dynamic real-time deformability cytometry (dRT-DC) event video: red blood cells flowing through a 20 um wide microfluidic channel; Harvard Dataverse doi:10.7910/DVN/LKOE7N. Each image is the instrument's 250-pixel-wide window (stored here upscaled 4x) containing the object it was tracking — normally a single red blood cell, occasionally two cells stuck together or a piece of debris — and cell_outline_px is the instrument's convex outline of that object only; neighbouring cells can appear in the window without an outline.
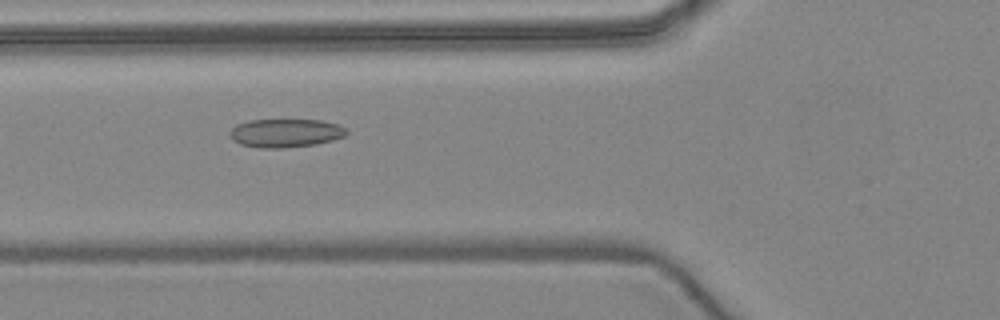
{"species": "common noctule bat (a hibernating species)", "species_latin": "Nyctalus noctula", "temperature_condition": "warm", "stored_images_in_passage": 9, "camera_frame_rate_fps": 3000, "um_per_image_px": 0.085, "animal": {"sex": "female", "body_mass_g": 24.6, "forearm_length_mm": 56.2}, "frame": {"image": 1, "passage_image": 6, "time_ms": 6.0, "image_size_px": [1000, 320], "cell_outline_px": [[348, 132], [344, 136], [332, 140], [316, 144], [284, 148], [260, 148], [240, 144], [232, 140], [228, 132], [236, 124], [248, 120], [320, 120], [340, 124]], "centroid_in_image_um": [24.24, 11.31], "position_along_channel_um": 101.6, "area_um2": 19.48}}
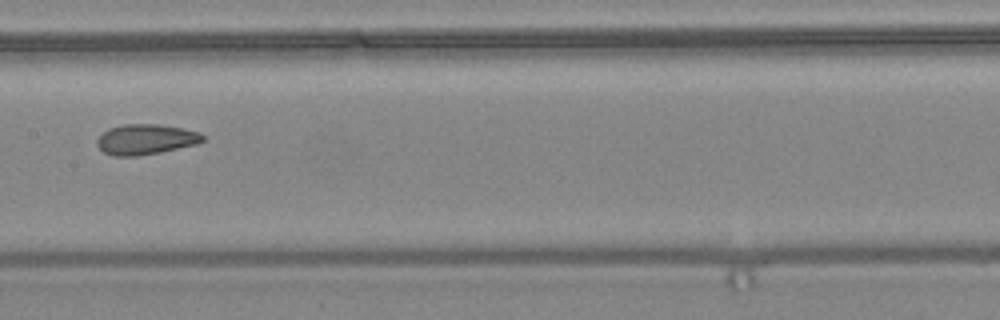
{"frame": {"image": 2, "passage_image": 8, "time_ms": 8.333, "image_size_px": [1000, 320], "cell_outline_px": [[204, 140], [196, 144], [160, 152], [136, 156], [112, 156], [104, 152], [96, 144], [96, 140], [108, 128], [124, 124], [160, 124], [200, 132], [204, 136]], "centroid_in_image_um": [12.37, 11.84], "position_along_channel_um": 195.0, "area_um2": 18.61}}
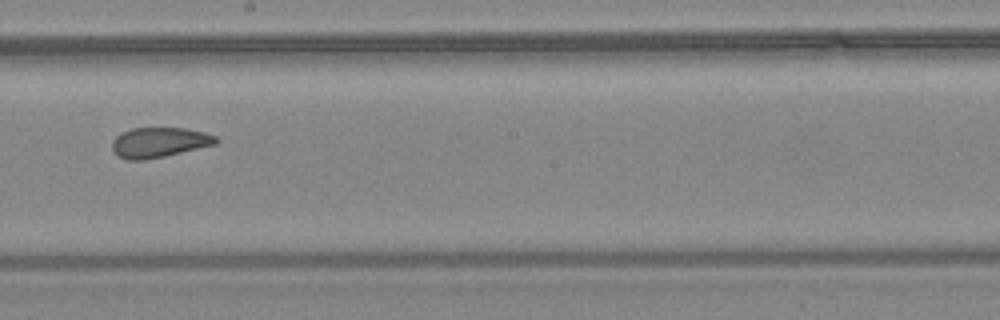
{"frame": {"image": 3, "passage_image": 9, "time_ms": 9.333, "image_size_px": [1000, 320], "cell_outline_px": [[220, 140], [216, 144], [164, 156], [144, 160], [128, 160], [116, 156], [112, 148], [112, 140], [116, 136], [132, 128], [184, 128], [204, 132], [216, 136]], "centroid_in_image_um": [13.52, 12.11], "position_along_channel_um": 234.7, "area_um2": 18.15}}